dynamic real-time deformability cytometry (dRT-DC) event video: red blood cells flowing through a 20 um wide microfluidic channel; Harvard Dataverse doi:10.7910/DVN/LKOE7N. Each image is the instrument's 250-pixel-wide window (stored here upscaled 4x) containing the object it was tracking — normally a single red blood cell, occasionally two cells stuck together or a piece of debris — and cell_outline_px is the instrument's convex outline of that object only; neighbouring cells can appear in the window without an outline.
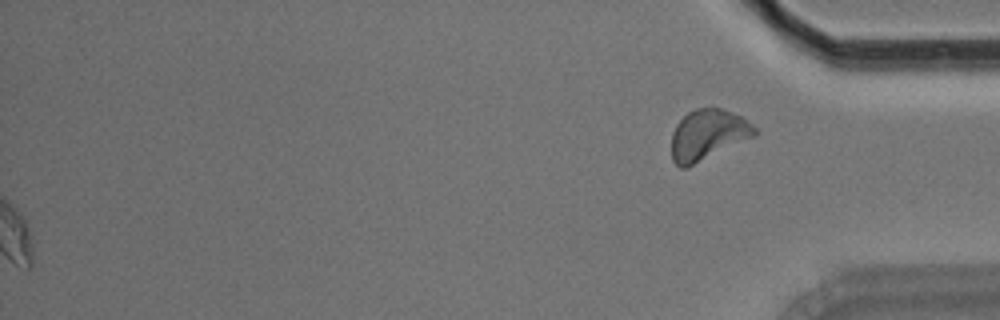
{"species": "Egyptian fruit bat (a non-hibernating species)", "species_latin": "Rousettus aegyptiacus", "temperature_condition": "room temperature", "stored_images_in_passage": 55, "segment_of_instrument_passage": [2, 2], "camera_frame_rate_fps": 3000, "um_per_image_px": 0.085, "animal": {"sex": "male"}, "frame": {"image": 1, "passage_image": 55, "time_ms": 18.0, "image_size_px": [1000, 320], "cell_outline_px": [[760, 132], [756, 136], [684, 168], [680, 168], [672, 160], [672, 132], [676, 124], [688, 112], [696, 108], [720, 108], [740, 116], [752, 124]], "centroid_in_image_um": [60.18, 11.45], "position_along_channel_um": 375.0, "area_um2": 24.28}}